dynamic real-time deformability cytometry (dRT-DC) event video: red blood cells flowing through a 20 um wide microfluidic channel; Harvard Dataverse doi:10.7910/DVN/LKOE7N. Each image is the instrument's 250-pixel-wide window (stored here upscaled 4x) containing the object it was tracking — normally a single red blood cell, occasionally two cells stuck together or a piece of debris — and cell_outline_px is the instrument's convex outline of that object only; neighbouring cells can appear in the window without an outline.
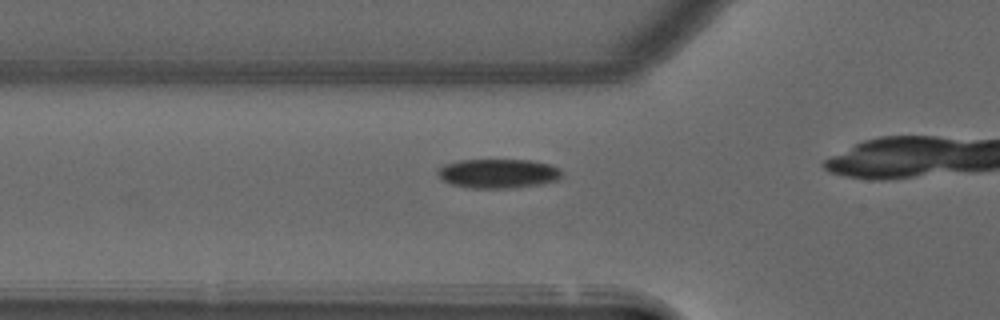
{"species": "common noctule bat (a hibernating species)", "species_latin": "Nyctalus noctula", "temperature_condition": "warm", "stored_images_in_passage": 15, "camera_frame_rate_fps": 3000, "um_per_image_px": 0.085, "animal": {"sex": "male", "forearm_length_mm": 52.5}, "frame": {"image": 1, "passage_image": 7, "time_ms": 2.0, "image_size_px": [1000, 320], "cell_outline_px": [[560, 176], [556, 180], [544, 184], [512, 188], [472, 188], [452, 184], [444, 180], [436, 172], [444, 164], [460, 160], [532, 160], [552, 164], [560, 168]], "centroid_in_image_um": [42.38, 14.74], "position_along_channel_um": 83.4, "area_um2": 21.15}}
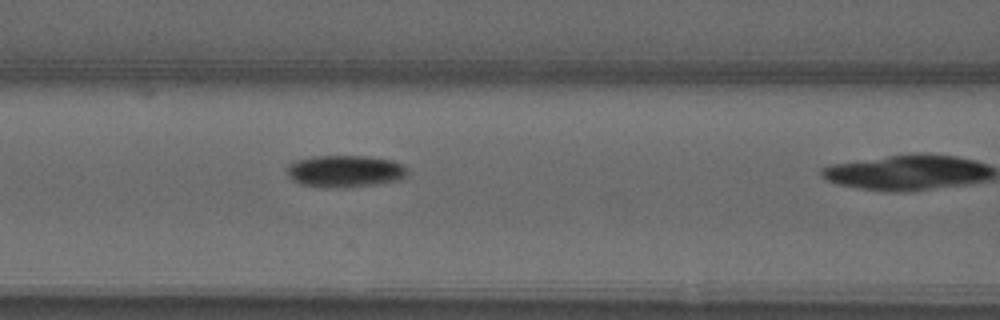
{"frame": {"image": 2, "passage_image": 11, "time_ms": 3.333, "image_size_px": [1000, 320], "cell_outline_px": [[408, 176], [400, 180], [376, 184], [340, 188], [324, 188], [300, 184], [292, 180], [288, 176], [288, 164], [296, 160], [312, 156], [368, 156], [392, 160], [404, 164], [408, 168]], "centroid_in_image_um": [29.36, 14.56], "position_along_channel_um": 137.2, "area_um2": 22.89}}